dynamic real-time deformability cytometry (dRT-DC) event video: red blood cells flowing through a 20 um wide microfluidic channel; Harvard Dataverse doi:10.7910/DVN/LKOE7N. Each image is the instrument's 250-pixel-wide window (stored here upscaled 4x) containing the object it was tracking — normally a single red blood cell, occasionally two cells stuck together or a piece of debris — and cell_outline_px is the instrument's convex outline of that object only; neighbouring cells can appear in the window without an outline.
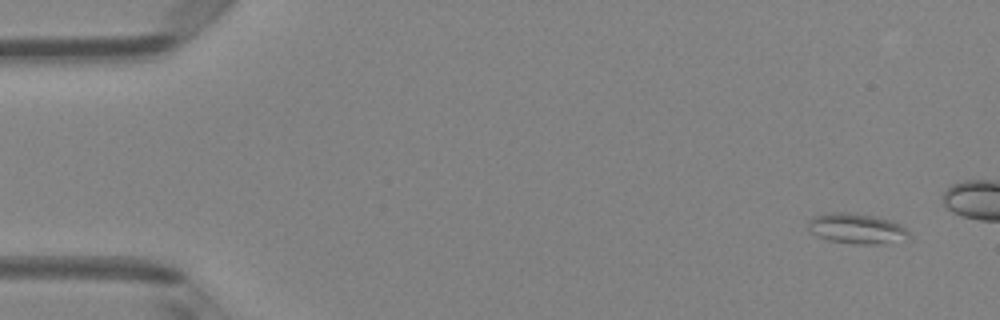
{"species": "Egyptian fruit bat (a non-hibernating species)", "species_latin": "Rousettus aegyptiacus", "temperature_condition": "room temperature", "stored_images_in_passage": 5, "camera_frame_rate_fps": 3000, "um_per_image_px": 0.085, "animal": {"sex": "female"}, "frame": {"image": 1, "passage_image": 1, "time_ms": 0.0, "image_size_px": [1000, 320], "cell_outline_px": [[912, 236], [908, 240], [880, 244], [856, 244], [828, 240], [816, 236], [808, 228], [808, 220], [812, 216], [828, 212], [848, 212], [876, 216], [892, 220], [900, 224]], "centroid_in_image_um": [72.84, 19.42], "position_along_channel_um": 12.2, "area_um2": 18.21}}